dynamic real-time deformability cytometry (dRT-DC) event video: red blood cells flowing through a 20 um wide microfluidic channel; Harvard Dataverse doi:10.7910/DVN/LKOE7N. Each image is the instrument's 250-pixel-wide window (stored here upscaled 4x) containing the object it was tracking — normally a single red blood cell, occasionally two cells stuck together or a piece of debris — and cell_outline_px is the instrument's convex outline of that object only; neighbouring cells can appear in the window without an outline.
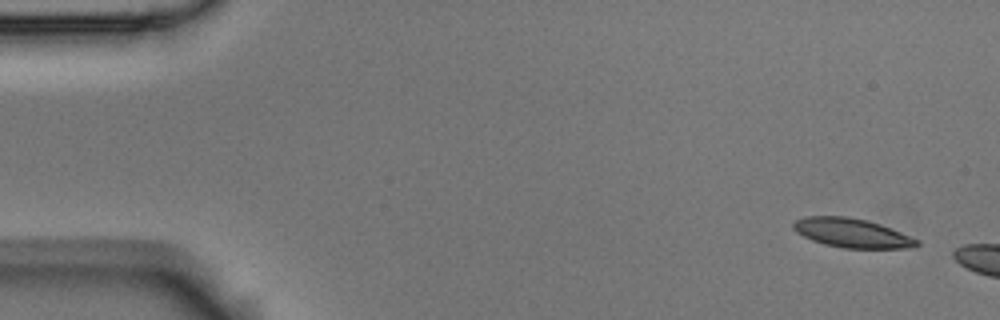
{"species": "Egyptian fruit bat (a non-hibernating species)", "species_latin": "Rousettus aegyptiacus", "temperature_condition": "room temperature", "stored_images_in_passage": 3, "camera_frame_rate_fps": 3000, "um_per_image_px": 0.085, "animal": {"sex": "male"}, "frame": {"image": 1, "passage_image": 1, "time_ms": 0.0, "image_size_px": [1000, 320], "cell_outline_px": [[920, 244], [916, 248], [844, 248], [824, 244], [812, 240], [796, 232], [792, 228], [792, 224], [796, 220], [804, 216], [844, 216], [868, 220], [880, 224], [920, 240]], "centroid_in_image_um": [72.42, 19.8], "position_along_channel_um": 12.6, "area_um2": 21.04}}